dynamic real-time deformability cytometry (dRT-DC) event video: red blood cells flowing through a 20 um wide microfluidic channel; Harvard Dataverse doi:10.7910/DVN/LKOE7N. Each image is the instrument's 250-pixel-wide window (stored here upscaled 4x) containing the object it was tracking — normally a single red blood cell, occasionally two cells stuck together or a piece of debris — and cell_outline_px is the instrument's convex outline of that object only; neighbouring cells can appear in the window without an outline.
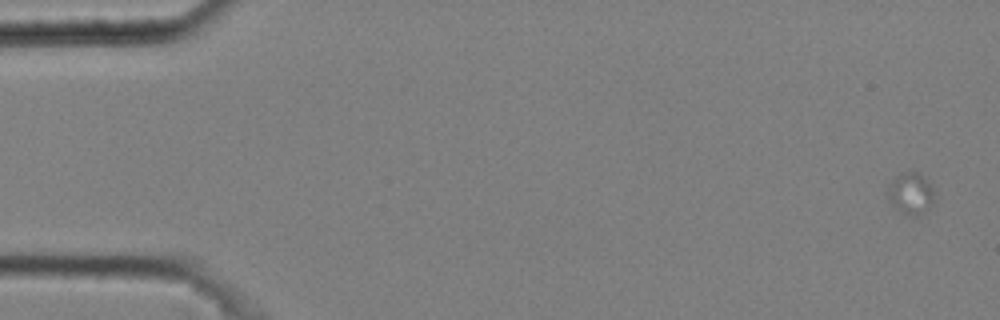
{"species": "common noctule bat (a hibernating species)", "species_latin": "Nyctalus noctula", "temperature_condition": "cold", "stored_images_in_passage": 5, "camera_frame_rate_fps": 3000, "um_per_image_px": 0.085, "animal": {"sex": "male", "body_mass_g": 20.4}, "frame": {"image": 1, "passage_image": 1, "time_ms": 0.0, "image_size_px": [1000, 320], "cell_outline_px": [[936, 192], [932, 204], [928, 208], [912, 216], [904, 212], [892, 204], [888, 196], [888, 184], [896, 176], [912, 168], [920, 172], [932, 184]], "centroid_in_image_um": [77.46, 16.34], "position_along_channel_um": 7.5, "area_um2": 11.39}}